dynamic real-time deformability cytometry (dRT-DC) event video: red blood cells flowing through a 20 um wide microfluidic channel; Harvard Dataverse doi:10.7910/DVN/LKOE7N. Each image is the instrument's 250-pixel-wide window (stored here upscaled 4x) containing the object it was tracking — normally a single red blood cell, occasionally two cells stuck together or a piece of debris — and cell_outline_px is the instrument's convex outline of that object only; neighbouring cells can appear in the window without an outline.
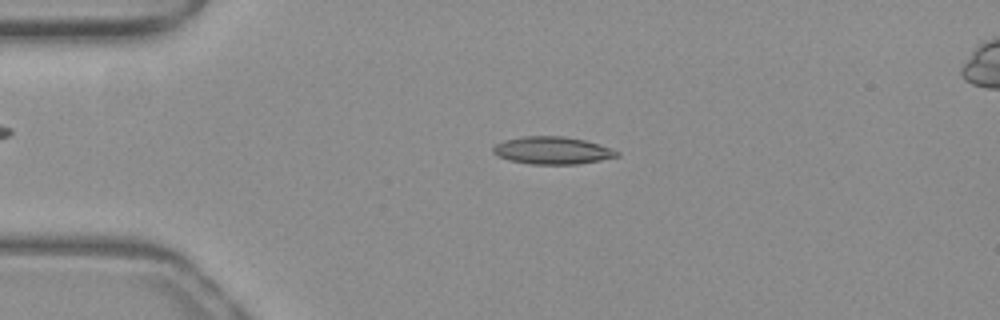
{"species": "common noctule bat (a hibernating species)", "species_latin": "Nyctalus noctula", "temperature_condition": "warm", "stored_images_in_passage": 33, "camera_frame_rate_fps": 3000, "um_per_image_px": 0.085, "animal": {"sex": "female", "body_mass_g": 19.3, "forearm_length_mm": 54.1}, "frame": {"image": 1, "passage_image": 7, "time_ms": 2.0, "image_size_px": [1000, 320], "cell_outline_px": [[620, 156], [600, 160], [576, 164], [528, 164], [508, 160], [496, 156], [492, 152], [492, 148], [496, 144], [504, 140], [524, 136], [560, 136], [584, 140], [600, 144], [620, 152]], "centroid_in_image_um": [46.92, 12.79], "position_along_channel_um": 38.1, "area_um2": 19.88}}
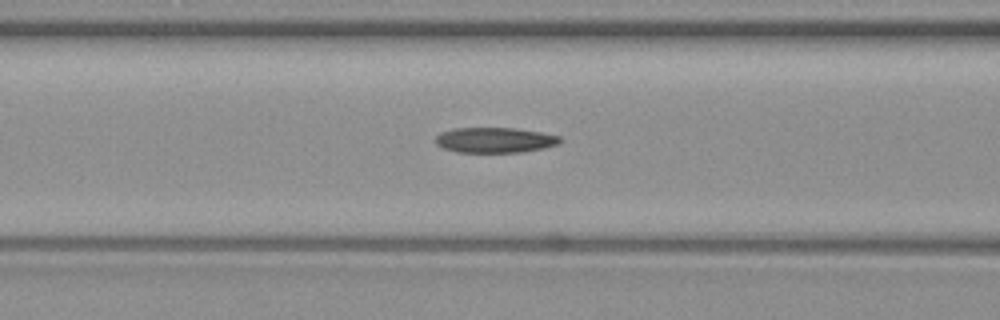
{"frame": {"image": 2, "passage_image": 16, "time_ms": 5.0, "image_size_px": [1000, 320], "cell_outline_px": [[564, 140], [560, 144], [544, 148], [524, 152], [456, 152], [444, 148], [436, 144], [436, 136], [440, 132], [456, 128], [516, 128], [540, 132], [560, 136]], "centroid_in_image_um": [42.11, 11.91], "position_along_channel_um": 124.5, "area_um2": 18.5}}
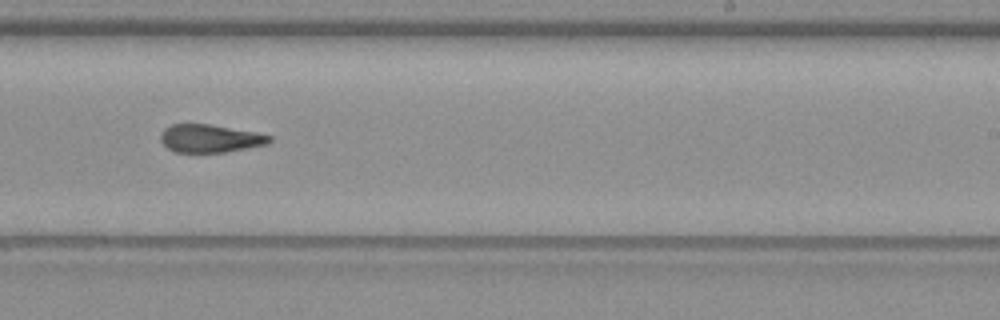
{"frame": {"image": 3, "passage_image": 27, "time_ms": 8.667, "image_size_px": [1000, 320], "cell_outline_px": [[272, 140], [268, 144], [224, 152], [176, 152], [168, 148], [160, 140], [160, 136], [164, 128], [172, 124], [212, 124], [256, 132], [272, 136]], "centroid_in_image_um": [17.86, 11.76], "position_along_channel_um": 271.1, "area_um2": 17.74}}